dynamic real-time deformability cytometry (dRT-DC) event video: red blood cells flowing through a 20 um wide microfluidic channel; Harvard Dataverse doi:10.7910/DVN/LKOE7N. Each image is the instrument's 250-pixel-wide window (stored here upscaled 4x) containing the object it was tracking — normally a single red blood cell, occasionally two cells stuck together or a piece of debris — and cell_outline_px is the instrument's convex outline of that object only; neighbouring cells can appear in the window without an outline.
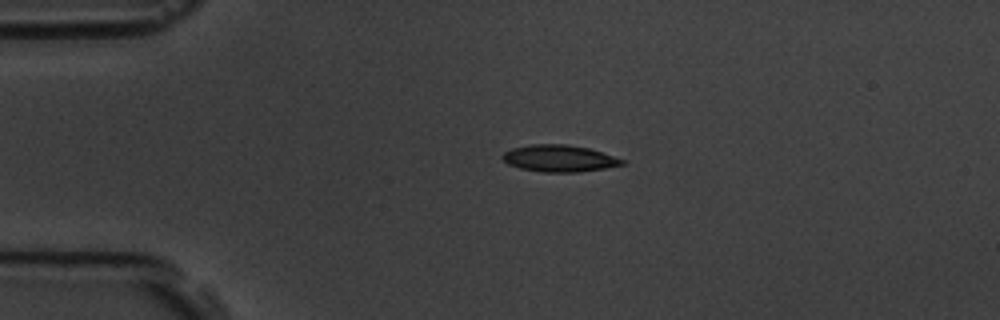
{"species": "common noctule bat (a hibernating species)", "species_latin": "Nyctalus noctula", "temperature_condition": "room temperature", "stored_images_in_passage": 2, "camera_frame_rate_fps": 3000, "um_per_image_px": 0.085, "animal": {"sex": "male", "body_mass_g": 19.5, "forearm_length_mm": 54.6}, "frame": {"image": 1, "passage_image": 1, "time_ms": 0.0, "image_size_px": [1000, 320], "cell_outline_px": [[628, 164], [580, 172], [544, 172], [520, 168], [508, 164], [500, 156], [504, 152], [512, 148], [532, 144], [568, 144], [588, 148], [624, 160]], "centroid_in_image_um": [47.52, 13.46], "position_along_channel_um": 37.5, "area_um2": 18.61}}